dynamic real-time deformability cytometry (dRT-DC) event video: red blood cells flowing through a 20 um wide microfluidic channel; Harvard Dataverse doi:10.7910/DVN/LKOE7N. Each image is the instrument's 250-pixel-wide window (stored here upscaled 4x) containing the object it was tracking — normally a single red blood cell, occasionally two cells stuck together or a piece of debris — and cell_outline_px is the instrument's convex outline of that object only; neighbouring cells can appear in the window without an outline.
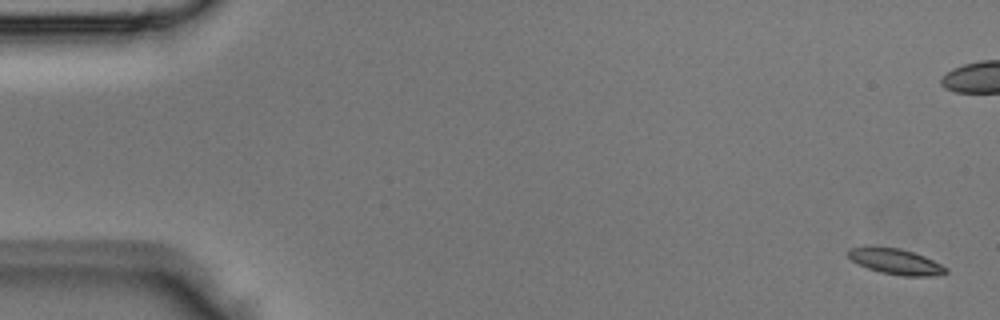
{"species": "Egyptian fruit bat (a non-hibernating species)", "species_latin": "Rousettus aegyptiacus", "temperature_condition": "room temperature", "stored_images_in_passage": 5, "camera_frame_rate_fps": 3000, "um_per_image_px": 0.085, "animal": {"sex": "male"}, "frame": {"image": 1, "passage_image": 1, "time_ms": 0.0, "image_size_px": [1000, 320], "cell_outline_px": [[948, 272], [932, 276], [900, 276], [880, 272], [868, 268], [852, 260], [848, 256], [848, 248], [900, 248], [924, 256], [948, 268]], "centroid_in_image_um": [76.18, 22.26], "position_along_channel_um": 8.8, "area_um2": 14.16}}
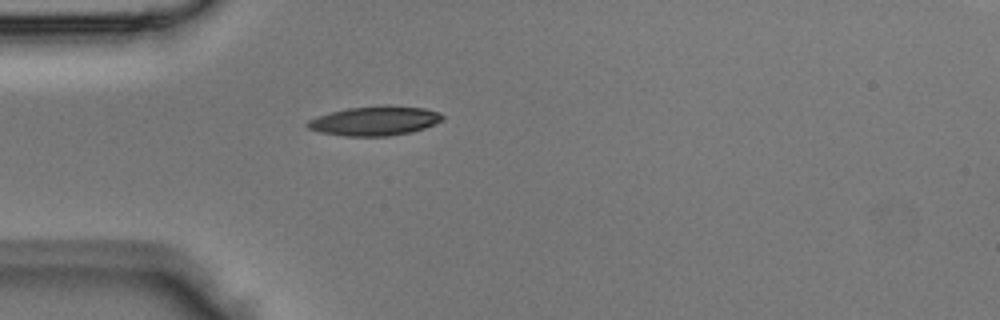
{"frame": {"image": 2, "passage_image": 5, "time_ms": 1.333, "image_size_px": [1000, 320], "cell_outline_px": [[444, 116], [440, 120], [424, 128], [412, 132], [388, 136], [344, 136], [320, 132], [308, 128], [304, 124], [308, 120], [332, 112], [348, 108], [384, 104], [424, 108], [440, 112]], "centroid_in_image_um": [31.85, 10.26], "position_along_channel_um": 53.1, "area_um2": 23.06}}